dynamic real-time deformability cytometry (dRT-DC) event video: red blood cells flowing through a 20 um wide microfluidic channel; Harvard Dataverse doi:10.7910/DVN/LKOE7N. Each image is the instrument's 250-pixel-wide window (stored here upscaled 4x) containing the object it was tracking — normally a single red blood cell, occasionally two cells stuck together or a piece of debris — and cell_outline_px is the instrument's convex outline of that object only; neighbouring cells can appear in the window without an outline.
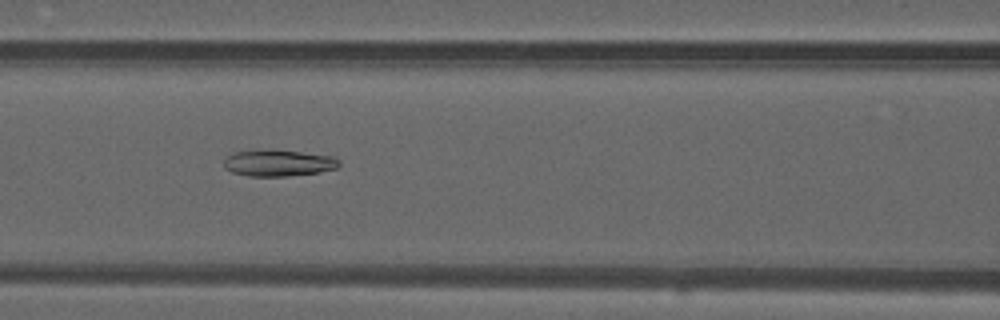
{"species": "common noctule bat (a hibernating species)", "species_latin": "Nyctalus noctula", "temperature_condition": "warm", "stored_images_in_passage": 48, "camera_frame_rate_fps": 3000, "um_per_image_px": 0.085, "animal": {"sex": "male", "forearm_length_mm": 52.5}, "frame": {"image": 1, "passage_image": 20, "time_ms": 6.333, "image_size_px": [1000, 320], "cell_outline_px": [[340, 164], [336, 168], [320, 172], [288, 176], [248, 176], [232, 172], [224, 168], [224, 160], [232, 152], [272, 148], [276, 148], [332, 156], [340, 160]], "centroid_in_image_um": [23.65, 13.83], "position_along_channel_um": 142.9, "area_um2": 18.21}}
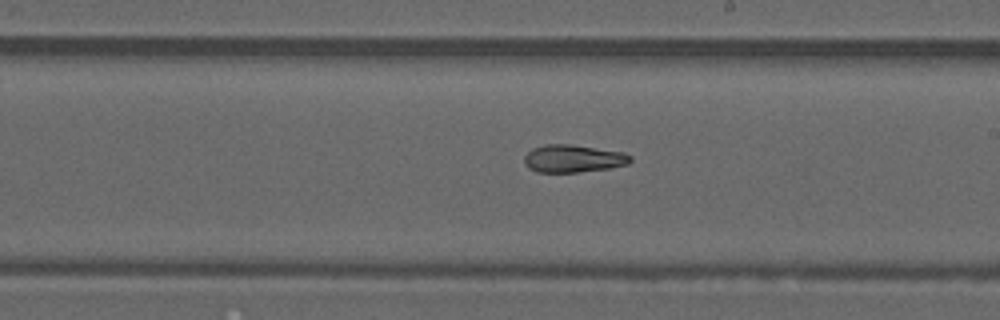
{"frame": {"image": 2, "passage_image": 27, "time_ms": 8.667, "image_size_px": [1000, 320], "cell_outline_px": [[632, 160], [628, 164], [608, 168], [580, 172], [536, 172], [528, 168], [524, 164], [524, 156], [532, 148], [544, 144], [572, 144], [624, 152], [632, 156]], "centroid_in_image_um": [48.71, 13.47], "position_along_channel_um": 240.3, "area_um2": 17.28}}
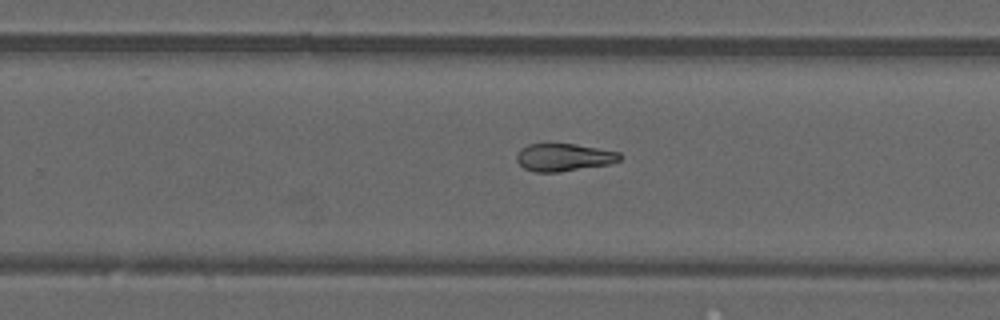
{"frame": {"image": 3, "passage_image": 30, "time_ms": 9.667, "image_size_px": [1000, 320], "cell_outline_px": [[620, 160], [608, 164], [560, 172], [536, 172], [524, 168], [516, 160], [516, 156], [520, 148], [528, 144], [576, 144], [620, 152]], "centroid_in_image_um": [47.9, 13.37], "position_along_channel_um": 281.9, "area_um2": 16.53}, "authors_computed_cell_mechanics": {"area_um2": 18.5827, "velocity_mm_per_s": 4.181, "shape_relaxation_time_tau1_ms": null, "shape_relaxation_time_tau2_ms": 6.3229, "deformation_change_tau1": null, "deformation_change_tau2": 0.1442}}